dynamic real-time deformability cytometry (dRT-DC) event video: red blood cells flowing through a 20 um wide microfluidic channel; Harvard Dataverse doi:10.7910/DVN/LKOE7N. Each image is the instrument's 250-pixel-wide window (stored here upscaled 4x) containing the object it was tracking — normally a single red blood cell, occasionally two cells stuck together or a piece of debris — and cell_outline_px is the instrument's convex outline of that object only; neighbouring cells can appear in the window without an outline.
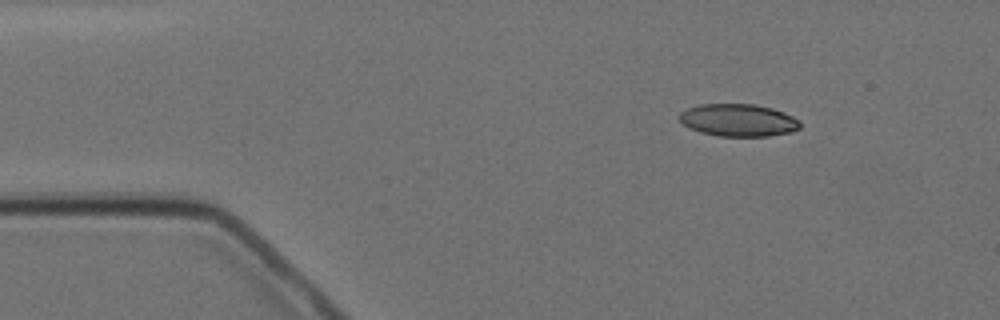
{"species": "Egyptian fruit bat (a non-hibernating species)", "species_latin": "Rousettus aegyptiacus", "temperature_condition": "cold", "stored_images_in_passage": 4, "camera_frame_rate_fps": 3000, "um_per_image_px": 0.085, "animal": {"sex": "female"}, "frame": {"image": 1, "passage_image": 2, "time_ms": 1.0, "image_size_px": [1000, 320], "cell_outline_px": [[800, 128], [792, 132], [768, 136], [720, 136], [700, 132], [684, 124], [676, 116], [680, 112], [688, 108], [700, 104], [756, 104], [772, 108], [784, 112], [800, 120]], "centroid_in_image_um": [62.77, 10.21], "position_along_channel_um": 22.2, "area_um2": 22.89}}
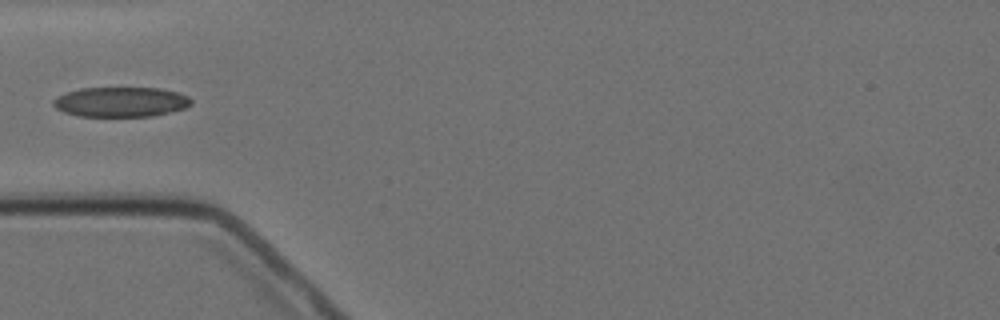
{"frame": {"image": 2, "passage_image": 4, "time_ms": 4.333, "image_size_px": [1000, 320], "cell_outline_px": [[192, 104], [184, 108], [152, 116], [80, 116], [64, 112], [56, 108], [52, 104], [52, 100], [56, 96], [80, 88], [160, 88], [176, 92], [188, 96], [192, 100]], "centroid_in_image_um": [10.25, 8.66], "position_along_channel_um": 74.8, "area_um2": 23.93}}